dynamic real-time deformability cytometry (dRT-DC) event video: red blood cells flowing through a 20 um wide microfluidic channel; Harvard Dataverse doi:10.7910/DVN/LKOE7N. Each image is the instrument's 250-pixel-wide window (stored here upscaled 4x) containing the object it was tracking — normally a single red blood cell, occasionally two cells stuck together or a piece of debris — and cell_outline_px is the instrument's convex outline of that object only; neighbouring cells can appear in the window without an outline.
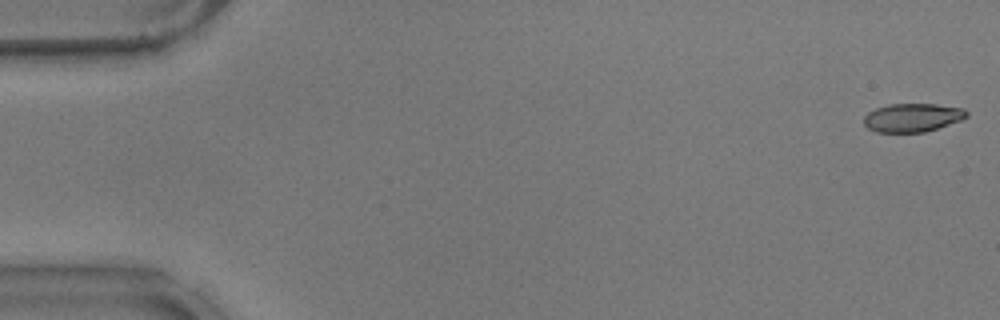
{"species": "common noctule bat (a hibernating species)", "species_latin": "Nyctalus noctula", "temperature_condition": "warm", "stored_images_in_passage": 54, "camera_frame_rate_fps": 3000, "um_per_image_px": 0.085, "animal": {"sex": "male", "body_mass_g": 17.9}, "frame": {"image": 1, "passage_image": 1, "time_ms": 0.0, "image_size_px": [1000, 320], "cell_outline_px": [[968, 116], [960, 120], [924, 132], [876, 132], [868, 128], [864, 124], [864, 116], [868, 112], [876, 108], [888, 104], [936, 104], [964, 108], [968, 112]], "centroid_in_image_um": [77.54, 9.98], "position_along_channel_um": 7.5, "area_um2": 16.99}}
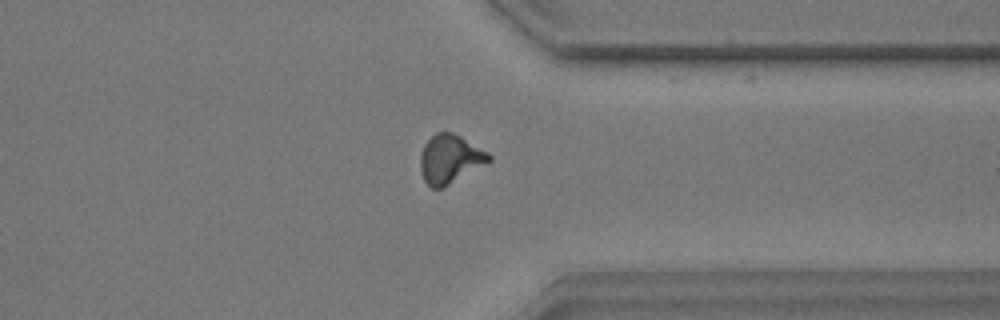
{"frame": {"image": 2, "passage_image": 42, "time_ms": 13.667, "image_size_px": [1000, 320], "cell_outline_px": [[492, 160], [444, 188], [432, 188], [424, 180], [420, 172], [420, 156], [424, 144], [436, 132], [452, 132], [460, 136], [488, 152], [492, 156]], "centroid_in_image_um": [38.24, 13.53], "position_along_channel_um": 373.2, "area_um2": 19.48}}
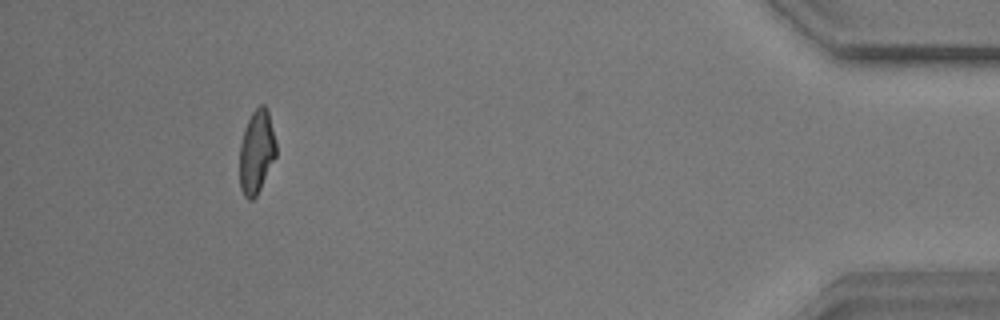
{"frame": {"image": 3, "passage_image": 50, "time_ms": 16.333, "image_size_px": [1000, 320], "cell_outline_px": [[276, 156], [256, 196], [252, 200], [248, 200], [244, 196], [240, 188], [240, 144], [244, 128], [252, 112], [260, 104], [264, 104], [268, 108], [276, 140]], "centroid_in_image_um": [21.81, 12.87], "position_along_channel_um": 413.4, "area_um2": 17.86}, "authors_computed_cell_mechanics": {"area_um2": 18.4093, "velocity_mm_per_s": 3.7371, "shape_relaxation_time_tau1_ms": 5.8269, "shape_relaxation_time_tau2_ms": 1.9549, "deformation_change_tau1": 0.1778, "deformation_change_tau2": 0.0969}}